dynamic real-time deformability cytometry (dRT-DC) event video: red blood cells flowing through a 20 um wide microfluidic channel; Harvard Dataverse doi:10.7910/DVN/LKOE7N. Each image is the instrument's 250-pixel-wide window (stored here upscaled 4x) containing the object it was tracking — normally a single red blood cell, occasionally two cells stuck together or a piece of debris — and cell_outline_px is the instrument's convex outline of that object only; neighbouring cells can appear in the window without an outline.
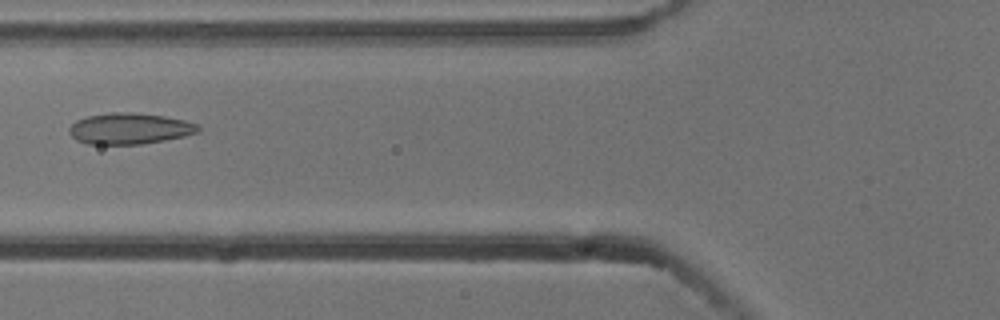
{"species": "common noctule bat (a hibernating species)", "species_latin": "Nyctalus noctula", "temperature_condition": "cold", "stored_images_in_passage": 7, "camera_frame_rate_fps": 3000, "um_per_image_px": 0.085, "animal": {"sex": "male", "body_mass_g": 13.3}, "frame": {"image": 1, "passage_image": 4, "time_ms": 1.0, "image_size_px": [1000, 320], "cell_outline_px": [[200, 132], [184, 136], [164, 140], [140, 144], [88, 144], [76, 140], [68, 132], [68, 128], [76, 120], [88, 116], [112, 112], [132, 112], [164, 116], [184, 120], [200, 124]], "centroid_in_image_um": [11.02, 10.92], "position_along_channel_um": 114.8, "area_um2": 23.47}}
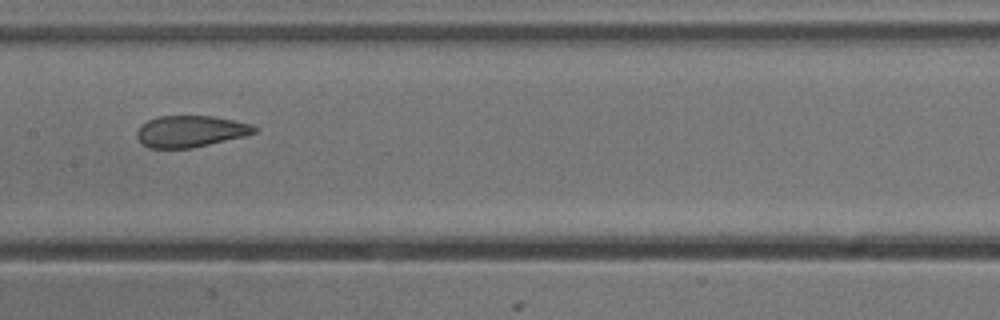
{"frame": {"image": 2, "passage_image": 6, "time_ms": 1.667, "image_size_px": [1000, 320], "cell_outline_px": [[256, 132], [244, 136], [192, 148], [148, 148], [140, 144], [136, 136], [136, 132], [140, 124], [148, 120], [160, 116], [212, 116], [252, 124], [256, 128]], "centroid_in_image_um": [16.13, 11.17], "position_along_channel_um": 191.3, "area_um2": 21.62}}
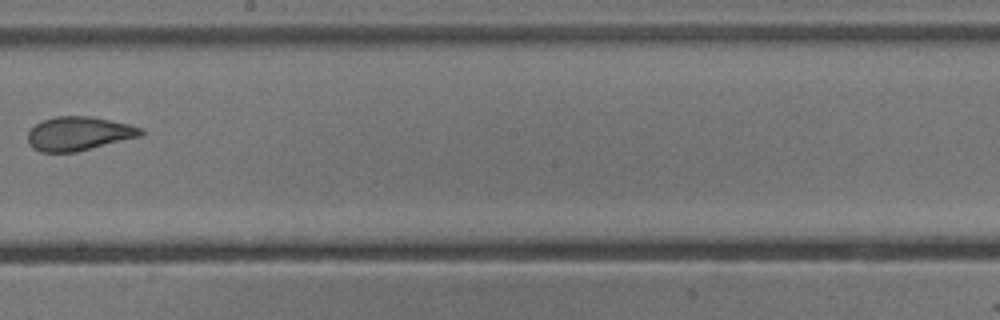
{"frame": {"image": 3, "passage_image": 7, "time_ms": 2.0, "image_size_px": [1000, 320], "cell_outline_px": [[144, 136], [76, 152], [40, 152], [32, 148], [28, 144], [28, 132], [40, 120], [56, 116], [92, 116], [128, 124], [144, 128]], "centroid_in_image_um": [6.72, 11.36], "position_along_channel_um": 241.5, "area_um2": 22.66}}